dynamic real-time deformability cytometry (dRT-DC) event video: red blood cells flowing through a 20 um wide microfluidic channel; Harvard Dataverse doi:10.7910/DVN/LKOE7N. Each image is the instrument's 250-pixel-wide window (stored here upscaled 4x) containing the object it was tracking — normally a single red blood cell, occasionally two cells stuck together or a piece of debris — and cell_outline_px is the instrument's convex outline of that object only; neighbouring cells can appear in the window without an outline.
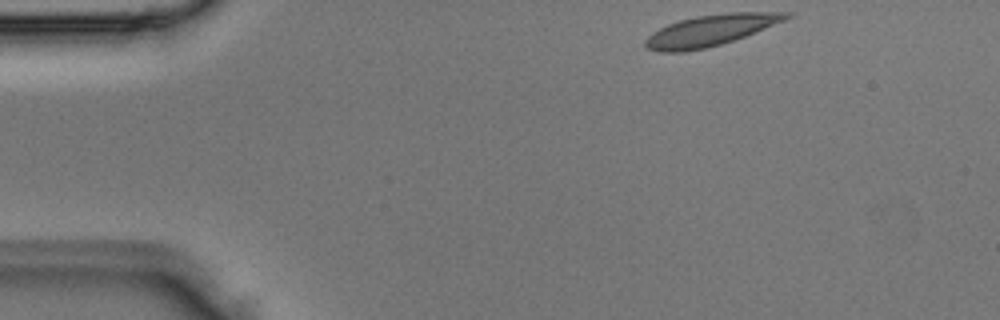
{"species": "Egyptian fruit bat (a non-hibernating species)", "species_latin": "Rousettus aegyptiacus", "temperature_condition": "room temperature", "stored_images_in_passage": 2, "camera_frame_rate_fps": 3000, "um_per_image_px": 0.085, "animal": {"sex": "male"}, "frame": {"image": 1, "passage_image": 1, "time_ms": 0.0, "image_size_px": [1000, 320], "cell_outline_px": [[792, 16], [784, 20], [744, 36], [720, 44], [704, 48], [684, 52], [660, 52], [648, 48], [644, 44], [644, 40], [648, 36], [660, 28], [668, 24], [680, 20], [696, 16], [728, 12], [792, 12]], "centroid_in_image_um": [60.37, 2.57], "position_along_channel_um": 24.6, "area_um2": 25.14}}